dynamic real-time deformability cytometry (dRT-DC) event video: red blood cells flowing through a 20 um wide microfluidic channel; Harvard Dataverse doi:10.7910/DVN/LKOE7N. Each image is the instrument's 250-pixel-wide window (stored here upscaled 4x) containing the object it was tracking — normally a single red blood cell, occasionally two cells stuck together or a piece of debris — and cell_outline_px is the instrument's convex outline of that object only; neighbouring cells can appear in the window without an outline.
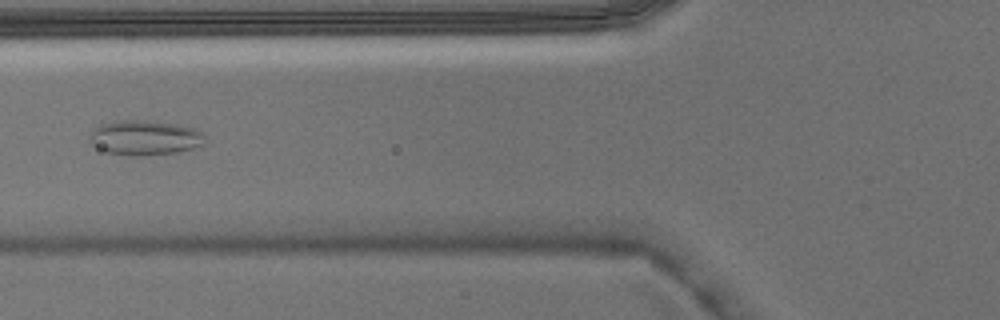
{"species": "Egyptian fruit bat (a non-hibernating species)", "species_latin": "Rousettus aegyptiacus", "temperature_condition": "warm", "stored_images_in_passage": 6, "camera_frame_rate_fps": 3000, "um_per_image_px": 0.085, "animal": {"sex": "male"}, "frame": {"image": 1, "passage_image": 5, "time_ms": 1.333, "image_size_px": [1000, 320], "cell_outline_px": [[204, 144], [192, 148], [176, 152], [136, 156], [108, 152], [88, 144], [88, 136], [100, 124], [120, 120], [144, 120], [180, 124], [196, 128], [204, 132]], "centroid_in_image_um": [12.31, 11.69], "position_along_channel_um": 113.5, "area_um2": 23.52}}